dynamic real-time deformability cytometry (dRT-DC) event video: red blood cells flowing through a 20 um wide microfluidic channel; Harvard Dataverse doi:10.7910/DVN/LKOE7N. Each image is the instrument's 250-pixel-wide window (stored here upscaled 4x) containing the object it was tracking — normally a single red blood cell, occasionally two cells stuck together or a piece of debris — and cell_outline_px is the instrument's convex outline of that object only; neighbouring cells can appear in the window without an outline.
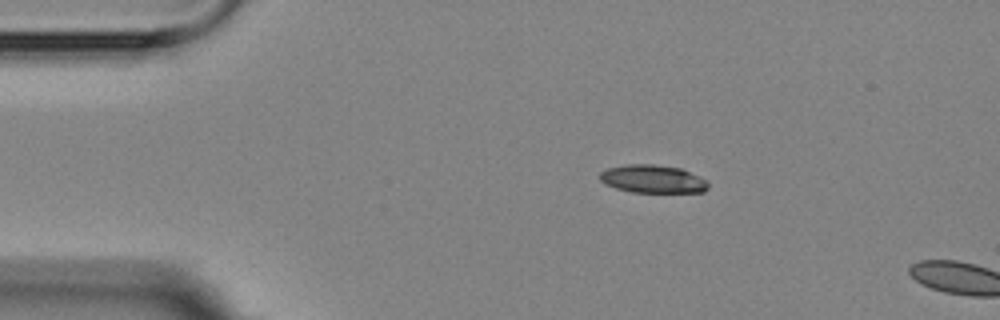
{"species": "Egyptian fruit bat (a non-hibernating species)", "species_latin": "Rousettus aegyptiacus", "temperature_condition": "room temperature", "stored_images_in_passage": 2, "camera_frame_rate_fps": 3000, "um_per_image_px": 0.085, "animal": {"sex": "female"}, "frame": {"image": 1, "passage_image": 1, "time_ms": 0.0, "image_size_px": [1000, 320], "cell_outline_px": [[708, 188], [704, 192], [632, 192], [616, 188], [604, 184], [600, 180], [600, 172], [608, 168], [624, 164], [652, 164], [680, 168], [700, 176], [708, 180]], "centroid_in_image_um": [55.49, 15.21], "position_along_channel_um": 29.5, "area_um2": 17.8}}